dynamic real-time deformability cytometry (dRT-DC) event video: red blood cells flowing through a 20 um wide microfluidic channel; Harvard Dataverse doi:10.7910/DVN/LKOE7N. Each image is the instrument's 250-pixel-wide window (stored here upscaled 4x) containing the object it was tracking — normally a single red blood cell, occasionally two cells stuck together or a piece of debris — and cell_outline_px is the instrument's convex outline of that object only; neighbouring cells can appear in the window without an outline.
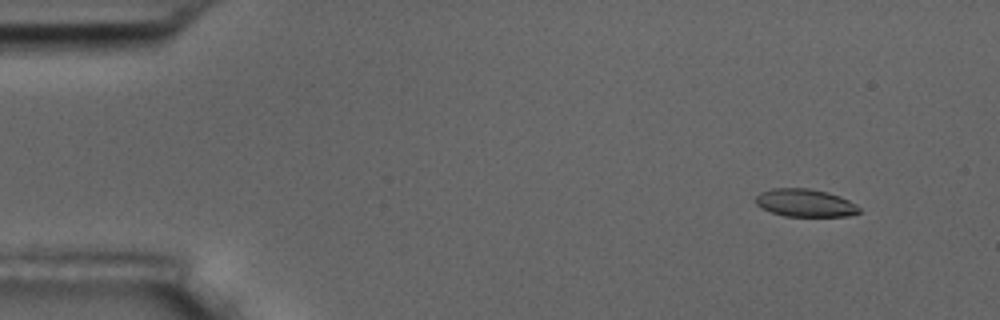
{"species": "common noctule bat (a hibernating species)", "species_latin": "Nyctalus noctula", "temperature_condition": "room temperature", "stored_images_in_passage": 5, "camera_frame_rate_fps": 3000, "um_per_image_px": 0.085, "animal": {"sex": "male", "body_mass_g": 17.5, "forearm_length_mm": 52.3}, "frame": {"image": 1, "passage_image": 2, "time_ms": 1.333, "image_size_px": [1000, 320], "cell_outline_px": [[860, 212], [848, 216], [784, 216], [760, 208], [756, 204], [756, 196], [760, 192], [772, 188], [808, 188], [828, 192], [840, 196], [856, 204], [860, 208]], "centroid_in_image_um": [68.43, 17.24], "position_along_channel_um": 16.6, "area_um2": 16.82}}
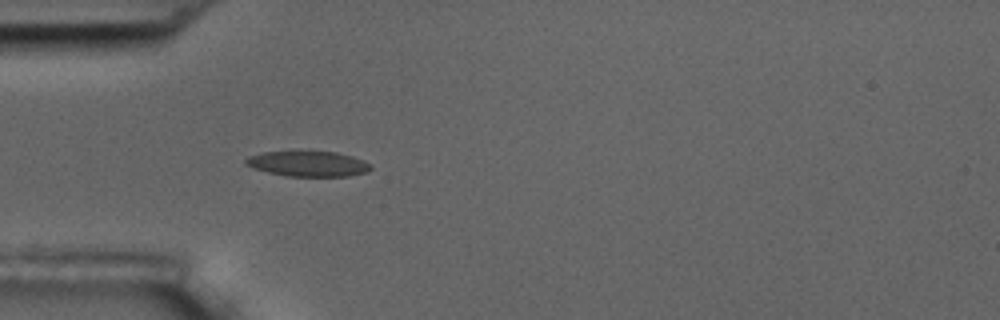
{"frame": {"image": 2, "passage_image": 5, "time_ms": 5.333, "image_size_px": [1000, 320], "cell_outline_px": [[372, 168], [368, 172], [348, 176], [284, 176], [252, 168], [244, 164], [244, 160], [248, 156], [264, 152], [336, 152], [352, 156], [364, 160], [372, 164]], "centroid_in_image_um": [26.2, 13.93], "position_along_channel_um": 58.8, "area_um2": 18.5}}